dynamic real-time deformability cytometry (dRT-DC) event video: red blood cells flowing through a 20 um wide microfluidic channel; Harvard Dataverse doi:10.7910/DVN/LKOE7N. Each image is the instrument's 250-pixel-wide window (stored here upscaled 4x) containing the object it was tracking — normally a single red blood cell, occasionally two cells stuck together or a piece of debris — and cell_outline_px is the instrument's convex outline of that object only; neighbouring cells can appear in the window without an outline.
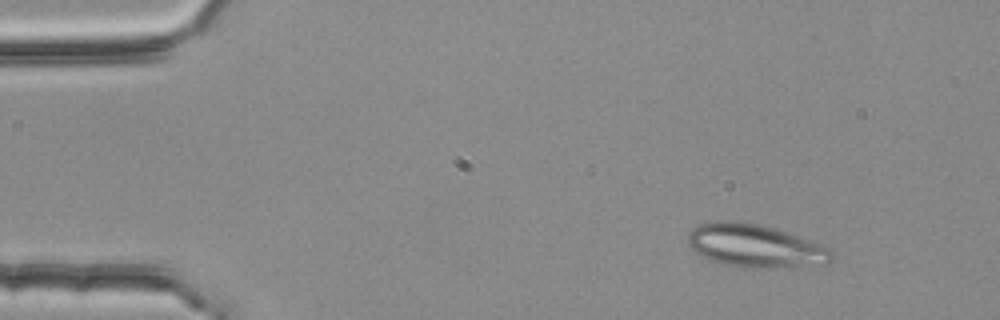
{"species": "common noctule bat (a hibernating species)", "species_latin": "Nyctalus noctula", "temperature_condition": "room temperature", "stored_images_in_passage": 3, "camera_frame_rate_fps": 3000, "um_per_image_px": 0.085, "animal": {"sex": "female", "body_mass_g": 25.1}, "frame": {"image": 1, "passage_image": 1, "time_ms": 0.0, "image_size_px": [1000, 320], "cell_outline_px": [[836, 252], [832, 260], [828, 264], [800, 268], [744, 268], [724, 264], [712, 260], [696, 252], [688, 244], [688, 232], [692, 228], [700, 224], [712, 220], [732, 220], [756, 224], [772, 228], [828, 248]], "centroid_in_image_um": [64.2, 20.93], "position_along_channel_um": 20.8, "area_um2": 36.18}}